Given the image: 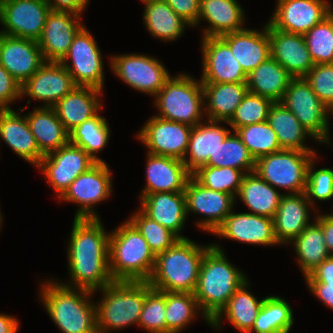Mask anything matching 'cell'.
I'll use <instances>...</instances> for the list:
<instances>
[{
  "label": "cell",
  "mask_w": 333,
  "mask_h": 333,
  "mask_svg": "<svg viewBox=\"0 0 333 333\" xmlns=\"http://www.w3.org/2000/svg\"><path fill=\"white\" fill-rule=\"evenodd\" d=\"M68 250L69 273L77 288L96 291L112 283L109 234L99 218H74Z\"/></svg>",
  "instance_id": "6da1fadb"
},
{
  "label": "cell",
  "mask_w": 333,
  "mask_h": 333,
  "mask_svg": "<svg viewBox=\"0 0 333 333\" xmlns=\"http://www.w3.org/2000/svg\"><path fill=\"white\" fill-rule=\"evenodd\" d=\"M246 280L243 273L227 261L218 245L213 244L205 252L193 294L207 323L210 324Z\"/></svg>",
  "instance_id": "7a4b0ae2"
},
{
  "label": "cell",
  "mask_w": 333,
  "mask_h": 333,
  "mask_svg": "<svg viewBox=\"0 0 333 333\" xmlns=\"http://www.w3.org/2000/svg\"><path fill=\"white\" fill-rule=\"evenodd\" d=\"M212 245L199 246L179 239L172 247L156 256L150 286L159 291L194 293L205 252Z\"/></svg>",
  "instance_id": "3957f363"
},
{
  "label": "cell",
  "mask_w": 333,
  "mask_h": 333,
  "mask_svg": "<svg viewBox=\"0 0 333 333\" xmlns=\"http://www.w3.org/2000/svg\"><path fill=\"white\" fill-rule=\"evenodd\" d=\"M155 262L147 241L130 221L109 234V272L114 281H148Z\"/></svg>",
  "instance_id": "277c9868"
},
{
  "label": "cell",
  "mask_w": 333,
  "mask_h": 333,
  "mask_svg": "<svg viewBox=\"0 0 333 333\" xmlns=\"http://www.w3.org/2000/svg\"><path fill=\"white\" fill-rule=\"evenodd\" d=\"M46 283L41 290L42 301L63 333H98L96 306L88 301L93 291L77 288L76 293L68 284Z\"/></svg>",
  "instance_id": "5b68a950"
},
{
  "label": "cell",
  "mask_w": 333,
  "mask_h": 333,
  "mask_svg": "<svg viewBox=\"0 0 333 333\" xmlns=\"http://www.w3.org/2000/svg\"><path fill=\"white\" fill-rule=\"evenodd\" d=\"M101 291L104 298L96 306L98 333L138 324L146 297V281H113Z\"/></svg>",
  "instance_id": "8992f818"
},
{
  "label": "cell",
  "mask_w": 333,
  "mask_h": 333,
  "mask_svg": "<svg viewBox=\"0 0 333 333\" xmlns=\"http://www.w3.org/2000/svg\"><path fill=\"white\" fill-rule=\"evenodd\" d=\"M160 117L165 120L187 124H200L204 92L201 80L197 82L188 75L170 77L155 95Z\"/></svg>",
  "instance_id": "52a82bcc"
},
{
  "label": "cell",
  "mask_w": 333,
  "mask_h": 333,
  "mask_svg": "<svg viewBox=\"0 0 333 333\" xmlns=\"http://www.w3.org/2000/svg\"><path fill=\"white\" fill-rule=\"evenodd\" d=\"M316 153L283 149L260 157L255 173L271 186L289 189L291 194L305 192L309 163Z\"/></svg>",
  "instance_id": "ba28073f"
},
{
  "label": "cell",
  "mask_w": 333,
  "mask_h": 333,
  "mask_svg": "<svg viewBox=\"0 0 333 333\" xmlns=\"http://www.w3.org/2000/svg\"><path fill=\"white\" fill-rule=\"evenodd\" d=\"M280 102L315 140L328 143V107L318 98L305 78H293Z\"/></svg>",
  "instance_id": "9c48e42d"
},
{
  "label": "cell",
  "mask_w": 333,
  "mask_h": 333,
  "mask_svg": "<svg viewBox=\"0 0 333 333\" xmlns=\"http://www.w3.org/2000/svg\"><path fill=\"white\" fill-rule=\"evenodd\" d=\"M51 8L46 0H0L1 34L38 41Z\"/></svg>",
  "instance_id": "30bf717a"
},
{
  "label": "cell",
  "mask_w": 333,
  "mask_h": 333,
  "mask_svg": "<svg viewBox=\"0 0 333 333\" xmlns=\"http://www.w3.org/2000/svg\"><path fill=\"white\" fill-rule=\"evenodd\" d=\"M72 61V66L68 64ZM77 86L103 88V62L96 41L83 26L74 36L67 55L61 61Z\"/></svg>",
  "instance_id": "8fae6325"
},
{
  "label": "cell",
  "mask_w": 333,
  "mask_h": 333,
  "mask_svg": "<svg viewBox=\"0 0 333 333\" xmlns=\"http://www.w3.org/2000/svg\"><path fill=\"white\" fill-rule=\"evenodd\" d=\"M110 175V170L104 161L96 162L69 185L60 199L80 205L74 218H99L92 210V206L109 197L112 187Z\"/></svg>",
  "instance_id": "7c38bea8"
},
{
  "label": "cell",
  "mask_w": 333,
  "mask_h": 333,
  "mask_svg": "<svg viewBox=\"0 0 333 333\" xmlns=\"http://www.w3.org/2000/svg\"><path fill=\"white\" fill-rule=\"evenodd\" d=\"M110 66L130 87L150 95H156L171 77L160 61L139 54L114 56Z\"/></svg>",
  "instance_id": "4fadbf2b"
},
{
  "label": "cell",
  "mask_w": 333,
  "mask_h": 333,
  "mask_svg": "<svg viewBox=\"0 0 333 333\" xmlns=\"http://www.w3.org/2000/svg\"><path fill=\"white\" fill-rule=\"evenodd\" d=\"M95 163L96 161L81 147L69 142L44 155L38 167L60 197L81 173L86 172Z\"/></svg>",
  "instance_id": "5bb4252c"
},
{
  "label": "cell",
  "mask_w": 333,
  "mask_h": 333,
  "mask_svg": "<svg viewBox=\"0 0 333 333\" xmlns=\"http://www.w3.org/2000/svg\"><path fill=\"white\" fill-rule=\"evenodd\" d=\"M192 127L153 116L138 133L149 148L148 153L183 160L186 156Z\"/></svg>",
  "instance_id": "9a60e30c"
},
{
  "label": "cell",
  "mask_w": 333,
  "mask_h": 333,
  "mask_svg": "<svg viewBox=\"0 0 333 333\" xmlns=\"http://www.w3.org/2000/svg\"><path fill=\"white\" fill-rule=\"evenodd\" d=\"M186 211L206 215V219L197 223L205 231L214 233L232 212L236 199L233 195L202 186L192 175L185 190Z\"/></svg>",
  "instance_id": "2e32d148"
},
{
  "label": "cell",
  "mask_w": 333,
  "mask_h": 333,
  "mask_svg": "<svg viewBox=\"0 0 333 333\" xmlns=\"http://www.w3.org/2000/svg\"><path fill=\"white\" fill-rule=\"evenodd\" d=\"M277 3L269 23L288 33L304 35L333 11L325 0H278Z\"/></svg>",
  "instance_id": "e0dca14e"
},
{
  "label": "cell",
  "mask_w": 333,
  "mask_h": 333,
  "mask_svg": "<svg viewBox=\"0 0 333 333\" xmlns=\"http://www.w3.org/2000/svg\"><path fill=\"white\" fill-rule=\"evenodd\" d=\"M202 83H246L244 73L230 46L221 37H203Z\"/></svg>",
  "instance_id": "ac0fdd59"
},
{
  "label": "cell",
  "mask_w": 333,
  "mask_h": 333,
  "mask_svg": "<svg viewBox=\"0 0 333 333\" xmlns=\"http://www.w3.org/2000/svg\"><path fill=\"white\" fill-rule=\"evenodd\" d=\"M45 62L37 41L0 33V64L21 85Z\"/></svg>",
  "instance_id": "d6986e66"
},
{
  "label": "cell",
  "mask_w": 333,
  "mask_h": 333,
  "mask_svg": "<svg viewBox=\"0 0 333 333\" xmlns=\"http://www.w3.org/2000/svg\"><path fill=\"white\" fill-rule=\"evenodd\" d=\"M79 19L78 14L69 11L49 12L37 41L46 62H61L67 55L74 36L83 27Z\"/></svg>",
  "instance_id": "ffe728a7"
},
{
  "label": "cell",
  "mask_w": 333,
  "mask_h": 333,
  "mask_svg": "<svg viewBox=\"0 0 333 333\" xmlns=\"http://www.w3.org/2000/svg\"><path fill=\"white\" fill-rule=\"evenodd\" d=\"M271 57L293 78H304L314 67L302 34L283 32L268 23Z\"/></svg>",
  "instance_id": "44dd1931"
},
{
  "label": "cell",
  "mask_w": 333,
  "mask_h": 333,
  "mask_svg": "<svg viewBox=\"0 0 333 333\" xmlns=\"http://www.w3.org/2000/svg\"><path fill=\"white\" fill-rule=\"evenodd\" d=\"M77 85L61 62H45L23 85L21 94L43 100L45 107H53Z\"/></svg>",
  "instance_id": "7402d4cb"
},
{
  "label": "cell",
  "mask_w": 333,
  "mask_h": 333,
  "mask_svg": "<svg viewBox=\"0 0 333 333\" xmlns=\"http://www.w3.org/2000/svg\"><path fill=\"white\" fill-rule=\"evenodd\" d=\"M214 234L236 241L259 244H279L274 234L273 218L250 213H230Z\"/></svg>",
  "instance_id": "603a6c76"
},
{
  "label": "cell",
  "mask_w": 333,
  "mask_h": 333,
  "mask_svg": "<svg viewBox=\"0 0 333 333\" xmlns=\"http://www.w3.org/2000/svg\"><path fill=\"white\" fill-rule=\"evenodd\" d=\"M147 157V183L141 196L160 192H184L192 174L182 160L149 153Z\"/></svg>",
  "instance_id": "cb8c5ba5"
},
{
  "label": "cell",
  "mask_w": 333,
  "mask_h": 333,
  "mask_svg": "<svg viewBox=\"0 0 333 333\" xmlns=\"http://www.w3.org/2000/svg\"><path fill=\"white\" fill-rule=\"evenodd\" d=\"M220 37L230 46L233 56L246 75L271 57L268 24L263 32L245 28Z\"/></svg>",
  "instance_id": "d4e9b609"
},
{
  "label": "cell",
  "mask_w": 333,
  "mask_h": 333,
  "mask_svg": "<svg viewBox=\"0 0 333 333\" xmlns=\"http://www.w3.org/2000/svg\"><path fill=\"white\" fill-rule=\"evenodd\" d=\"M141 210L152 220L180 235L187 217L186 200L184 192H160L141 196Z\"/></svg>",
  "instance_id": "484cf974"
},
{
  "label": "cell",
  "mask_w": 333,
  "mask_h": 333,
  "mask_svg": "<svg viewBox=\"0 0 333 333\" xmlns=\"http://www.w3.org/2000/svg\"><path fill=\"white\" fill-rule=\"evenodd\" d=\"M309 204L305 192L282 195L278 210L273 217L274 234L279 243L293 241L310 225Z\"/></svg>",
  "instance_id": "4316f807"
},
{
  "label": "cell",
  "mask_w": 333,
  "mask_h": 333,
  "mask_svg": "<svg viewBox=\"0 0 333 333\" xmlns=\"http://www.w3.org/2000/svg\"><path fill=\"white\" fill-rule=\"evenodd\" d=\"M101 91L90 86H76L53 106L69 133L98 113L102 106L97 99Z\"/></svg>",
  "instance_id": "83f0119b"
},
{
  "label": "cell",
  "mask_w": 333,
  "mask_h": 333,
  "mask_svg": "<svg viewBox=\"0 0 333 333\" xmlns=\"http://www.w3.org/2000/svg\"><path fill=\"white\" fill-rule=\"evenodd\" d=\"M0 136L20 157L36 166L44 154L39 150L26 116L12 109H0Z\"/></svg>",
  "instance_id": "f1b7e54d"
},
{
  "label": "cell",
  "mask_w": 333,
  "mask_h": 333,
  "mask_svg": "<svg viewBox=\"0 0 333 333\" xmlns=\"http://www.w3.org/2000/svg\"><path fill=\"white\" fill-rule=\"evenodd\" d=\"M211 25L205 29L204 37H220L224 34L244 30V13L236 0H200L198 16Z\"/></svg>",
  "instance_id": "f546056e"
},
{
  "label": "cell",
  "mask_w": 333,
  "mask_h": 333,
  "mask_svg": "<svg viewBox=\"0 0 333 333\" xmlns=\"http://www.w3.org/2000/svg\"><path fill=\"white\" fill-rule=\"evenodd\" d=\"M26 119L39 150L44 155L70 142L69 132L58 119L53 107L36 108L26 115Z\"/></svg>",
  "instance_id": "4dcf8cb0"
},
{
  "label": "cell",
  "mask_w": 333,
  "mask_h": 333,
  "mask_svg": "<svg viewBox=\"0 0 333 333\" xmlns=\"http://www.w3.org/2000/svg\"><path fill=\"white\" fill-rule=\"evenodd\" d=\"M206 123L197 124L191 129L186 152V155L190 154V159L185 157L182 160L191 174L204 166L210 156H214L219 144L231 133L230 130L219 127V121L208 120V125Z\"/></svg>",
  "instance_id": "1f68e13d"
},
{
  "label": "cell",
  "mask_w": 333,
  "mask_h": 333,
  "mask_svg": "<svg viewBox=\"0 0 333 333\" xmlns=\"http://www.w3.org/2000/svg\"><path fill=\"white\" fill-rule=\"evenodd\" d=\"M293 77L269 57L247 75L248 92L280 102Z\"/></svg>",
  "instance_id": "d6a6232c"
},
{
  "label": "cell",
  "mask_w": 333,
  "mask_h": 333,
  "mask_svg": "<svg viewBox=\"0 0 333 333\" xmlns=\"http://www.w3.org/2000/svg\"><path fill=\"white\" fill-rule=\"evenodd\" d=\"M211 121L228 122L248 92L247 83H202Z\"/></svg>",
  "instance_id": "836d02e7"
},
{
  "label": "cell",
  "mask_w": 333,
  "mask_h": 333,
  "mask_svg": "<svg viewBox=\"0 0 333 333\" xmlns=\"http://www.w3.org/2000/svg\"><path fill=\"white\" fill-rule=\"evenodd\" d=\"M238 196L253 211L252 214L273 218L282 194L254 171L244 174Z\"/></svg>",
  "instance_id": "e575fe53"
},
{
  "label": "cell",
  "mask_w": 333,
  "mask_h": 333,
  "mask_svg": "<svg viewBox=\"0 0 333 333\" xmlns=\"http://www.w3.org/2000/svg\"><path fill=\"white\" fill-rule=\"evenodd\" d=\"M267 122L275 131L282 149L315 153L306 147L303 142L307 134L312 138L314 137L281 102H273L270 106Z\"/></svg>",
  "instance_id": "d590c367"
},
{
  "label": "cell",
  "mask_w": 333,
  "mask_h": 333,
  "mask_svg": "<svg viewBox=\"0 0 333 333\" xmlns=\"http://www.w3.org/2000/svg\"><path fill=\"white\" fill-rule=\"evenodd\" d=\"M249 283L244 282L228 300L221 311L210 321V325L217 328L221 320V315L225 313L236 329L243 333H248L258 317V313L263 305L264 299H257L247 291Z\"/></svg>",
  "instance_id": "8d00e7d4"
},
{
  "label": "cell",
  "mask_w": 333,
  "mask_h": 333,
  "mask_svg": "<svg viewBox=\"0 0 333 333\" xmlns=\"http://www.w3.org/2000/svg\"><path fill=\"white\" fill-rule=\"evenodd\" d=\"M145 3L144 22L148 31L165 41L176 40L190 24L178 16L165 0H141Z\"/></svg>",
  "instance_id": "74e56055"
},
{
  "label": "cell",
  "mask_w": 333,
  "mask_h": 333,
  "mask_svg": "<svg viewBox=\"0 0 333 333\" xmlns=\"http://www.w3.org/2000/svg\"><path fill=\"white\" fill-rule=\"evenodd\" d=\"M293 241L304 276L330 257L322 227L317 222L308 225Z\"/></svg>",
  "instance_id": "f35d334b"
},
{
  "label": "cell",
  "mask_w": 333,
  "mask_h": 333,
  "mask_svg": "<svg viewBox=\"0 0 333 333\" xmlns=\"http://www.w3.org/2000/svg\"><path fill=\"white\" fill-rule=\"evenodd\" d=\"M255 162L248 148L235 132L234 135L232 133L228 134L224 141L219 144L214 156H210L204 166L231 167L239 169L246 174V172L251 173L255 171Z\"/></svg>",
  "instance_id": "ab89813d"
},
{
  "label": "cell",
  "mask_w": 333,
  "mask_h": 333,
  "mask_svg": "<svg viewBox=\"0 0 333 333\" xmlns=\"http://www.w3.org/2000/svg\"><path fill=\"white\" fill-rule=\"evenodd\" d=\"M108 126L106 119L97 113L69 133L70 143L81 147L96 162H103L96 153L108 143L110 136Z\"/></svg>",
  "instance_id": "60d3db41"
},
{
  "label": "cell",
  "mask_w": 333,
  "mask_h": 333,
  "mask_svg": "<svg viewBox=\"0 0 333 333\" xmlns=\"http://www.w3.org/2000/svg\"><path fill=\"white\" fill-rule=\"evenodd\" d=\"M291 309L290 305L280 297H265L258 317L248 333L253 330L255 333H271L275 330L291 328L294 322Z\"/></svg>",
  "instance_id": "b9f144b4"
},
{
  "label": "cell",
  "mask_w": 333,
  "mask_h": 333,
  "mask_svg": "<svg viewBox=\"0 0 333 333\" xmlns=\"http://www.w3.org/2000/svg\"><path fill=\"white\" fill-rule=\"evenodd\" d=\"M166 333H179L194 319L199 305L193 293L165 291ZM197 308V309H196Z\"/></svg>",
  "instance_id": "7bdbcfd3"
},
{
  "label": "cell",
  "mask_w": 333,
  "mask_h": 333,
  "mask_svg": "<svg viewBox=\"0 0 333 333\" xmlns=\"http://www.w3.org/2000/svg\"><path fill=\"white\" fill-rule=\"evenodd\" d=\"M256 161L258 158L283 150L275 131L267 121L240 127L235 131Z\"/></svg>",
  "instance_id": "ee69618b"
},
{
  "label": "cell",
  "mask_w": 333,
  "mask_h": 333,
  "mask_svg": "<svg viewBox=\"0 0 333 333\" xmlns=\"http://www.w3.org/2000/svg\"><path fill=\"white\" fill-rule=\"evenodd\" d=\"M192 176L202 186L236 197L244 173L239 169L231 167L201 166L192 173Z\"/></svg>",
  "instance_id": "f6af8a7d"
},
{
  "label": "cell",
  "mask_w": 333,
  "mask_h": 333,
  "mask_svg": "<svg viewBox=\"0 0 333 333\" xmlns=\"http://www.w3.org/2000/svg\"><path fill=\"white\" fill-rule=\"evenodd\" d=\"M129 221L145 238L155 256L172 247L180 239L171 230L148 217L142 210L130 217Z\"/></svg>",
  "instance_id": "bcb514c9"
},
{
  "label": "cell",
  "mask_w": 333,
  "mask_h": 333,
  "mask_svg": "<svg viewBox=\"0 0 333 333\" xmlns=\"http://www.w3.org/2000/svg\"><path fill=\"white\" fill-rule=\"evenodd\" d=\"M303 36L315 65L333 63V12Z\"/></svg>",
  "instance_id": "7dc6e473"
},
{
  "label": "cell",
  "mask_w": 333,
  "mask_h": 333,
  "mask_svg": "<svg viewBox=\"0 0 333 333\" xmlns=\"http://www.w3.org/2000/svg\"><path fill=\"white\" fill-rule=\"evenodd\" d=\"M165 291H159L146 281V297L138 325L151 333H166Z\"/></svg>",
  "instance_id": "c3c4849f"
},
{
  "label": "cell",
  "mask_w": 333,
  "mask_h": 333,
  "mask_svg": "<svg viewBox=\"0 0 333 333\" xmlns=\"http://www.w3.org/2000/svg\"><path fill=\"white\" fill-rule=\"evenodd\" d=\"M272 104L273 101L267 97L247 92L227 123L236 131L240 127L267 121Z\"/></svg>",
  "instance_id": "681fc988"
},
{
  "label": "cell",
  "mask_w": 333,
  "mask_h": 333,
  "mask_svg": "<svg viewBox=\"0 0 333 333\" xmlns=\"http://www.w3.org/2000/svg\"><path fill=\"white\" fill-rule=\"evenodd\" d=\"M312 168L313 161L308 166L305 195L314 207L313 197L321 201L333 198V170L322 168L313 172Z\"/></svg>",
  "instance_id": "f907efd6"
},
{
  "label": "cell",
  "mask_w": 333,
  "mask_h": 333,
  "mask_svg": "<svg viewBox=\"0 0 333 333\" xmlns=\"http://www.w3.org/2000/svg\"><path fill=\"white\" fill-rule=\"evenodd\" d=\"M304 78L318 98L329 107L333 102V63L314 65Z\"/></svg>",
  "instance_id": "816d5d0a"
},
{
  "label": "cell",
  "mask_w": 333,
  "mask_h": 333,
  "mask_svg": "<svg viewBox=\"0 0 333 333\" xmlns=\"http://www.w3.org/2000/svg\"><path fill=\"white\" fill-rule=\"evenodd\" d=\"M21 95V84L0 64V109H10L8 104Z\"/></svg>",
  "instance_id": "f5cc1de1"
},
{
  "label": "cell",
  "mask_w": 333,
  "mask_h": 333,
  "mask_svg": "<svg viewBox=\"0 0 333 333\" xmlns=\"http://www.w3.org/2000/svg\"><path fill=\"white\" fill-rule=\"evenodd\" d=\"M173 11L190 25L198 22L200 0H165Z\"/></svg>",
  "instance_id": "db71d44e"
},
{
  "label": "cell",
  "mask_w": 333,
  "mask_h": 333,
  "mask_svg": "<svg viewBox=\"0 0 333 333\" xmlns=\"http://www.w3.org/2000/svg\"><path fill=\"white\" fill-rule=\"evenodd\" d=\"M305 278L307 283L333 284V256L326 258Z\"/></svg>",
  "instance_id": "11a10c76"
},
{
  "label": "cell",
  "mask_w": 333,
  "mask_h": 333,
  "mask_svg": "<svg viewBox=\"0 0 333 333\" xmlns=\"http://www.w3.org/2000/svg\"><path fill=\"white\" fill-rule=\"evenodd\" d=\"M51 10L69 11L80 15L87 6L88 0H46Z\"/></svg>",
  "instance_id": "9f6ffc18"
},
{
  "label": "cell",
  "mask_w": 333,
  "mask_h": 333,
  "mask_svg": "<svg viewBox=\"0 0 333 333\" xmlns=\"http://www.w3.org/2000/svg\"><path fill=\"white\" fill-rule=\"evenodd\" d=\"M310 291L314 293L326 306L333 309V284L307 283Z\"/></svg>",
  "instance_id": "6f0895ef"
},
{
  "label": "cell",
  "mask_w": 333,
  "mask_h": 333,
  "mask_svg": "<svg viewBox=\"0 0 333 333\" xmlns=\"http://www.w3.org/2000/svg\"><path fill=\"white\" fill-rule=\"evenodd\" d=\"M316 222L322 227L327 250L333 256V214L318 216Z\"/></svg>",
  "instance_id": "680465c9"
},
{
  "label": "cell",
  "mask_w": 333,
  "mask_h": 333,
  "mask_svg": "<svg viewBox=\"0 0 333 333\" xmlns=\"http://www.w3.org/2000/svg\"><path fill=\"white\" fill-rule=\"evenodd\" d=\"M18 330V321L8 315L0 314V333H16Z\"/></svg>",
  "instance_id": "91938a15"
},
{
  "label": "cell",
  "mask_w": 333,
  "mask_h": 333,
  "mask_svg": "<svg viewBox=\"0 0 333 333\" xmlns=\"http://www.w3.org/2000/svg\"><path fill=\"white\" fill-rule=\"evenodd\" d=\"M290 330V328H284V329H280V330H275L271 333H288Z\"/></svg>",
  "instance_id": "94428289"
},
{
  "label": "cell",
  "mask_w": 333,
  "mask_h": 333,
  "mask_svg": "<svg viewBox=\"0 0 333 333\" xmlns=\"http://www.w3.org/2000/svg\"><path fill=\"white\" fill-rule=\"evenodd\" d=\"M331 111L332 115H333V102L329 105L328 107V111Z\"/></svg>",
  "instance_id": "6125c7cd"
},
{
  "label": "cell",
  "mask_w": 333,
  "mask_h": 333,
  "mask_svg": "<svg viewBox=\"0 0 333 333\" xmlns=\"http://www.w3.org/2000/svg\"><path fill=\"white\" fill-rule=\"evenodd\" d=\"M1 217H2V215L0 214V224L2 223V218Z\"/></svg>",
  "instance_id": "be15d7a7"
}]
</instances>
